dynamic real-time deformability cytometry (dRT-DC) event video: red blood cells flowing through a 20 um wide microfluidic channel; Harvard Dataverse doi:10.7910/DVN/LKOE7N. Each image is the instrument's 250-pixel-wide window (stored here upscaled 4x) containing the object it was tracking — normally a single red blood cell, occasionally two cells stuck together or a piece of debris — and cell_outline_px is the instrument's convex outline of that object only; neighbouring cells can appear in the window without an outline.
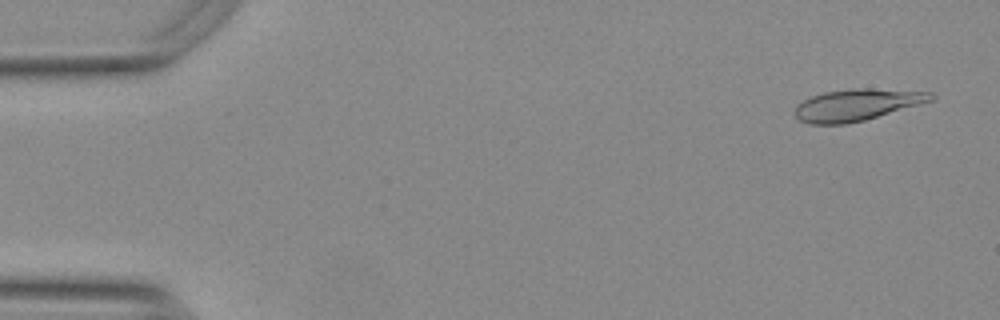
{"species": "Egyptian fruit bat (a non-hibernating species)", "species_latin": "Rousettus aegyptiacus", "temperature_condition": "warm", "stored_images_in_passage": 52, "camera_frame_rate_fps": 3000, "um_per_image_px": 0.085, "animal": {"sex": "female"}, "frame": {"image": 1, "passage_image": 1, "time_ms": 0.0, "image_size_px": [1000, 320], "cell_outline_px": [[936, 96], [932, 100], [864, 120], [844, 124], [812, 124], [800, 120], [796, 116], [796, 104], [812, 96], [824, 92], [852, 88], [868, 88], [932, 92]], "centroid_in_image_um": [72.82, 8.9], "position_along_channel_um": 12.2, "area_um2": 24.74}}
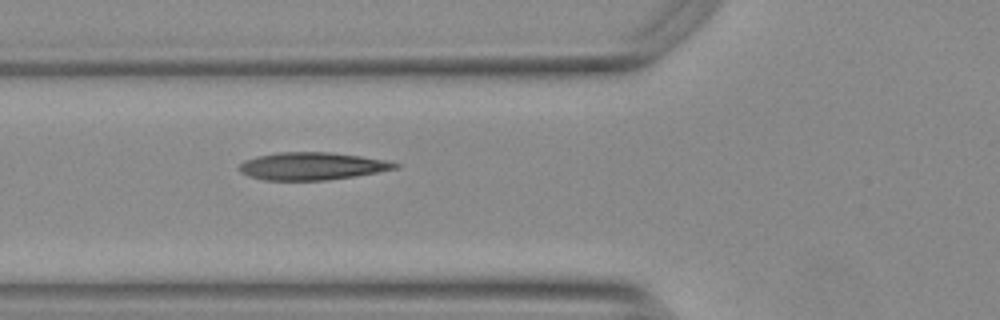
{"frame": {"image": 2, "passage_image": 18, "time_ms": 5.667, "image_size_px": [1000, 320], "cell_outline_px": [[400, 168], [328, 180], [264, 180], [248, 176], [240, 172], [236, 168], [244, 160], [256, 156], [276, 152], [332, 152], [360, 156], [384, 160], [400, 164]], "centroid_in_image_um": [26.46, 14.11], "position_along_channel_um": 99.3, "area_um2": 25.09}}
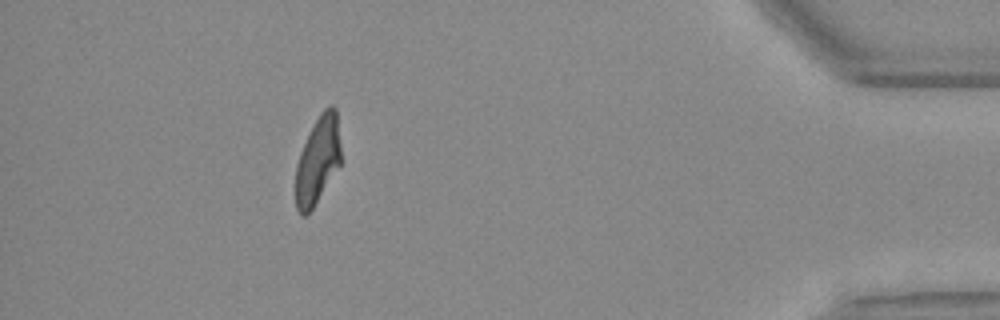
{"frame": {"image": 3, "passage_image": 47, "time_ms": 15.333, "image_size_px": [1000, 320], "cell_outline_px": [[344, 160], [312, 208], [304, 216], [296, 208], [296, 164], [300, 152], [320, 112], [324, 108], [332, 104], [336, 108]], "centroid_in_image_um": [27.07, 13.56], "position_along_channel_um": 408.1, "area_um2": 23.29}, "authors_computed_cell_mechanics": {"area_um2": 24.5361, "velocity_mm_per_s": 3.7632, "shape_relaxation_time_tau1_ms": 8.0713, "shape_relaxation_time_tau2_ms": 1.554, "deformation_change_tau1": 0.2502, "deformation_change_tau2": 0.0927}}